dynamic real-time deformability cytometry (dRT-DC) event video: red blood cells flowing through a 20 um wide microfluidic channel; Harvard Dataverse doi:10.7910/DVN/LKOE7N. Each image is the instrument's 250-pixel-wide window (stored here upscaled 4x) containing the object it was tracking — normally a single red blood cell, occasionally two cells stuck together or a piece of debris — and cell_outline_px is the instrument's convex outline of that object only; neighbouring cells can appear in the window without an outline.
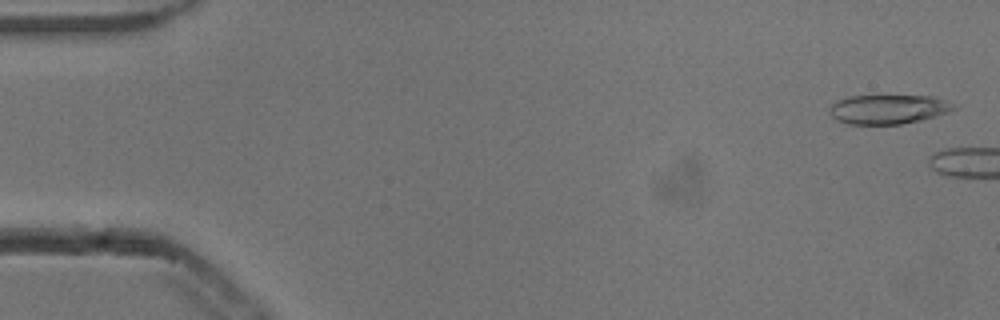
{"species": "common noctule bat (a hibernating species)", "species_latin": "Nyctalus noctula", "temperature_condition": "cold", "stored_images_in_passage": 6, "camera_frame_rate_fps": 3000, "um_per_image_px": 0.085, "animal": {"sex": "male", "body_mass_g": 13.3}, "frame": {"image": 1, "passage_image": 2, "time_ms": 0.333, "image_size_px": [1000, 320], "cell_outline_px": [[960, 104], [956, 108], [948, 112], [920, 120], [900, 124], [848, 124], [832, 116], [828, 112], [832, 104], [848, 96], [936, 96]], "centroid_in_image_um": [75.58, 9.27], "position_along_channel_um": 9.4, "area_um2": 21.21}}